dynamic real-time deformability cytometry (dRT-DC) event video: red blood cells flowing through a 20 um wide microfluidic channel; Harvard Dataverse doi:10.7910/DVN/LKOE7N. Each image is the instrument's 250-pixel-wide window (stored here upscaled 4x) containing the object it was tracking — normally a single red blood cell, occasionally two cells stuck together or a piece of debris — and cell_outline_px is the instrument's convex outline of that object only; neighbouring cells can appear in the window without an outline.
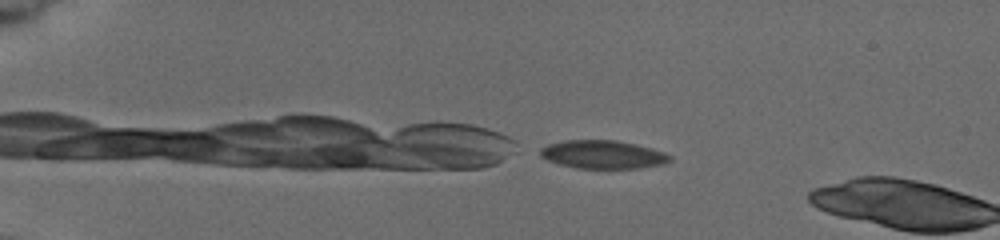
{"species": "common noctule bat (a hibernating species)", "species_latin": "Nyctalus noctula", "temperature_condition": "cold", "stored_images_in_passage": 5, "camera_frame_rate_fps": 3000, "um_per_image_px": 0.085, "animal": {"sex": "female", "body_mass_g": 19.5, "forearm_length_mm": 54.1}, "frame": {"image": 1, "passage_image": 5, "time_ms": 3.333, "image_size_px": [1000, 240], "cell_outline_px": [[672, 160], [664, 164], [640, 168], [576, 168], [560, 164], [548, 160], [540, 156], [540, 148], [548, 144], [568, 140], [616, 140], [652, 148], [664, 152], [672, 156]], "centroid_in_image_um": [51.27, 13.13], "position_along_channel_um": 33.7, "area_um2": 21.33}}